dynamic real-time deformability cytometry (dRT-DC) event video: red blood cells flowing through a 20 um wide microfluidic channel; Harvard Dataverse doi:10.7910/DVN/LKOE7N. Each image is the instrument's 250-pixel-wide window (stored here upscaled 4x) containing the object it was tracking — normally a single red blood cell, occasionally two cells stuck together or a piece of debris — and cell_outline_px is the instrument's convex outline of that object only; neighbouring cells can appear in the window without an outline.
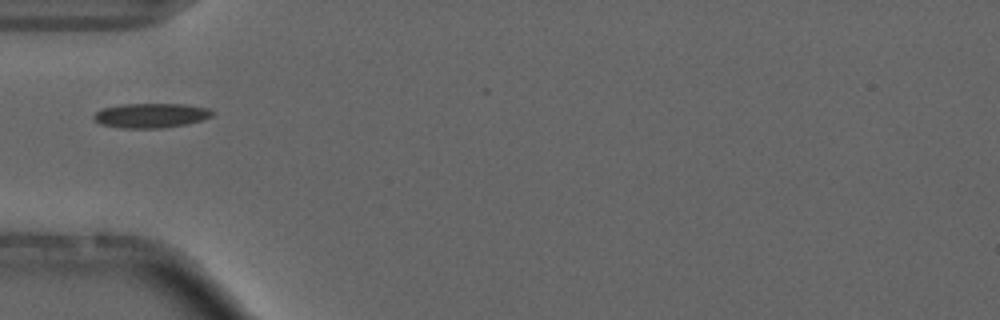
{"species": "common noctule bat (a hibernating species)", "species_latin": "Nyctalus noctula", "temperature_condition": "cold", "stored_images_in_passage": 4, "camera_frame_rate_fps": 3000, "um_per_image_px": 0.085, "animal": {"sex": "male", "forearm_length_mm": 52.5}, "frame": {"image": 1, "passage_image": 1, "time_ms": 0.0, "image_size_px": [1000, 320], "cell_outline_px": [[216, 112], [212, 116], [188, 124], [164, 128], [120, 128], [100, 124], [92, 116], [100, 108], [124, 104], [184, 104], [208, 108]], "centroid_in_image_um": [12.83, 9.82], "position_along_channel_um": 72.2, "area_um2": 17.11}}